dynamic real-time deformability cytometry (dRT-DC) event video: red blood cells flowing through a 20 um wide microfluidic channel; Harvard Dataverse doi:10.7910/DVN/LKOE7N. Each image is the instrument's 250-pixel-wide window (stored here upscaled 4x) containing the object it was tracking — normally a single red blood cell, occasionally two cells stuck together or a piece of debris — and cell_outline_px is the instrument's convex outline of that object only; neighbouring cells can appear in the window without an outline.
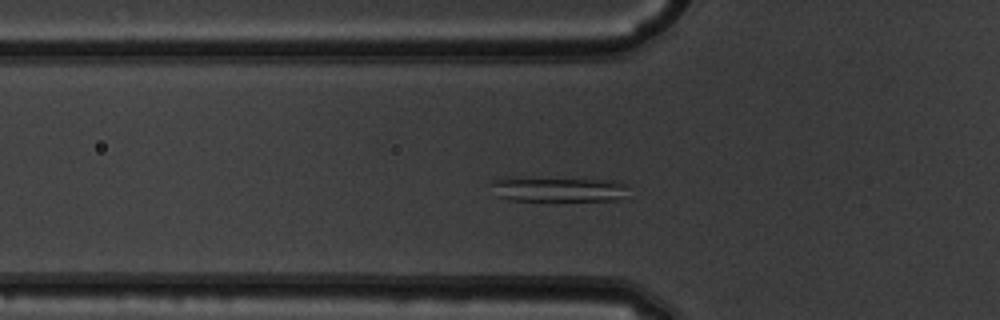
{"species": "common noctule bat (a hibernating species)", "species_latin": "Nyctalus noctula", "temperature_condition": "warm", "stored_images_in_passage": 48, "camera_frame_rate_fps": 3000, "um_per_image_px": 0.085, "animal": {"sex": "male", "body_mass_g": 19.5, "forearm_length_mm": 54.6}, "frame": {"image": 1, "passage_image": 13, "time_ms": 4.0, "image_size_px": [1000, 320], "cell_outline_px": [[628, 184], [620, 196], [616, 200], [508, 200], [500, 196], [492, 184], [492, 180], [504, 176], [516, 176], [620, 180]], "centroid_in_image_um": [47.41, 16.03], "position_along_channel_um": 78.4, "area_um2": 20.23}}
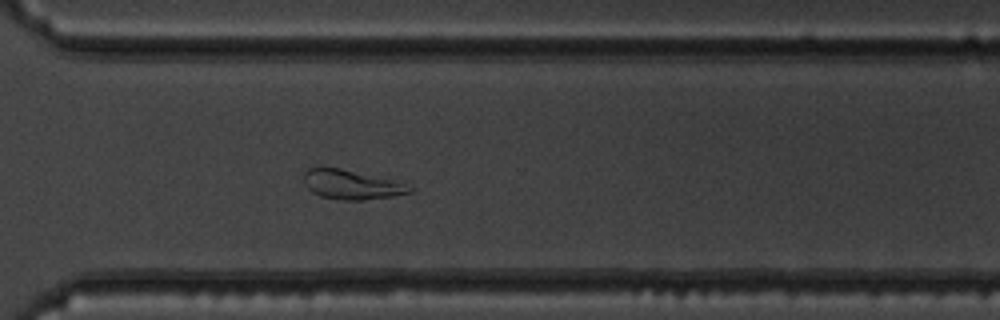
{"frame": {"image": 2, "passage_image": 33, "time_ms": 10.667, "image_size_px": [1000, 320], "cell_outline_px": [[412, 192], [392, 196], [364, 200], [340, 200], [320, 196], [312, 192], [304, 184], [304, 172], [308, 168], [340, 168], [388, 180], [412, 188]], "centroid_in_image_um": [29.77, 15.71], "position_along_channel_um": 340.8, "area_um2": 17.46}}
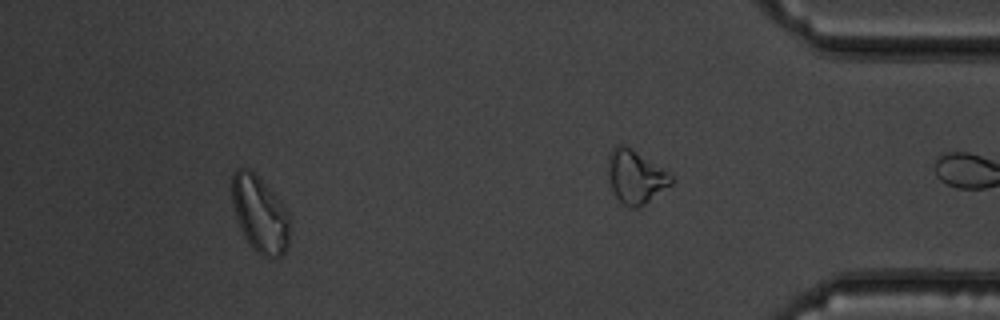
{"frame": {"image": 3, "passage_image": 43, "time_ms": 14.0, "image_size_px": [1000, 320], "cell_outline_px": [[288, 248], [280, 256], [268, 260], [256, 252], [248, 244], [236, 220], [232, 204], [232, 172], [236, 168], [248, 168], [280, 200], [288, 212]], "centroid_in_image_um": [22.06, 18.25], "position_along_channel_um": 413.1, "area_um2": 25.78}, "authors_computed_cell_mechanics": {"area_um2": 21.386, "velocity_mm_per_s": 3.935, "shape_relaxation_time_tau1_ms": 7.427, "shape_relaxation_time_tau2_ms": 4.1047, "deformation_change_tau1": 0.2084, "deformation_change_tau2": 0.1145}}